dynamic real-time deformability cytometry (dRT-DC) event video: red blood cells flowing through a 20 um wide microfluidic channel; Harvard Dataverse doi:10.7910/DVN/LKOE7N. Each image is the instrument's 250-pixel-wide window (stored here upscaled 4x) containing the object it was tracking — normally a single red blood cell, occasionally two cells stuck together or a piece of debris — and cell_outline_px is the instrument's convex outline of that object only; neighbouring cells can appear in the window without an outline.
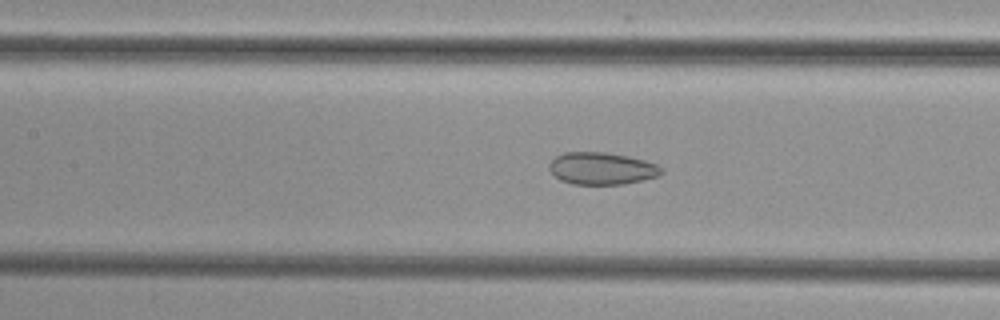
{"species": "common noctule bat (a hibernating species)", "species_latin": "Nyctalus noctula", "temperature_condition": "cold", "stored_images_in_passage": 48, "camera_frame_rate_fps": 3000, "um_per_image_px": 0.085, "animal": {"sex": "female", "body_mass_g": 29.2, "forearm_length_mm": 56.3}, "frame": {"image": 1, "passage_image": 20, "time_ms": 6.333, "image_size_px": [1000, 320], "cell_outline_px": [[664, 172], [660, 176], [624, 184], [572, 184], [560, 180], [548, 168], [548, 164], [556, 156], [564, 152], [604, 152], [628, 156], [644, 160], [656, 164]], "centroid_in_image_um": [51.14, 14.32], "position_along_channel_um": 156.3, "area_um2": 21.04}}
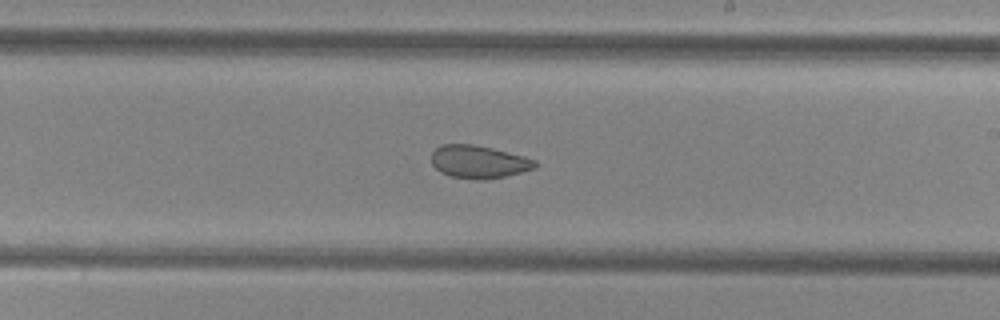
{"frame": {"image": 2, "passage_image": 27, "time_ms": 8.667, "image_size_px": [1000, 320], "cell_outline_px": [[540, 164], [536, 168], [504, 176], [484, 180], [452, 176], [440, 172], [432, 164], [432, 152], [440, 144], [472, 144], [492, 148], [524, 156], [536, 160]], "centroid_in_image_um": [40.71, 13.74], "position_along_channel_um": 248.3, "area_um2": 19.77}}
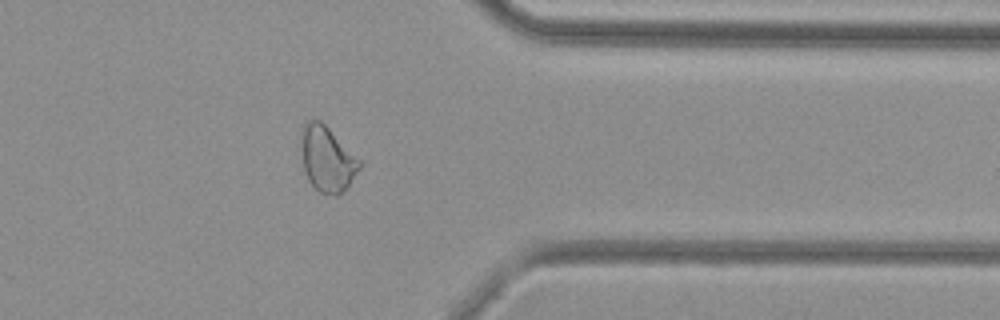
{"frame": {"image": 3, "passage_image": 38, "time_ms": 12.333, "image_size_px": [1000, 320], "cell_outline_px": [[360, 168], [348, 184], [336, 196], [320, 192], [308, 180], [304, 172], [304, 124], [308, 120], [320, 120], [360, 160]], "centroid_in_image_um": [27.83, 13.54], "position_along_channel_um": 383.6, "area_um2": 20.98}}